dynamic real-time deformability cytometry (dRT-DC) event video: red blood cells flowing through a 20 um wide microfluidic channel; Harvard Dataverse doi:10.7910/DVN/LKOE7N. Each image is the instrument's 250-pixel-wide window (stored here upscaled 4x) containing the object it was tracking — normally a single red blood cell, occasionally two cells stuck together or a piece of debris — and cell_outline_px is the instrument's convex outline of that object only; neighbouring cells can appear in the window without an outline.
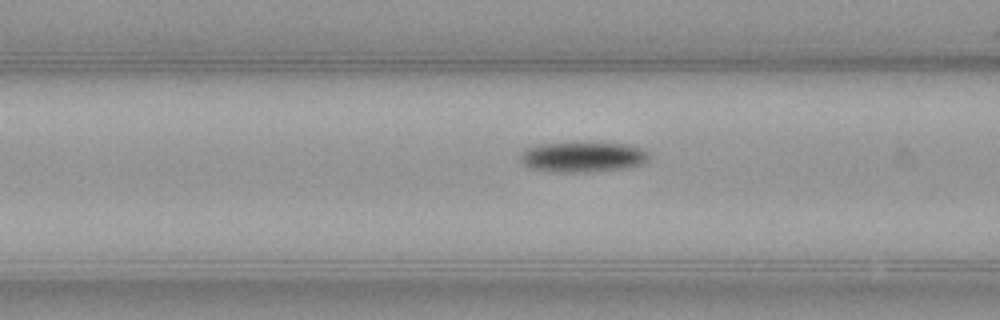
{"species": "common noctule bat (a hibernating species)", "species_latin": "Nyctalus noctula", "temperature_condition": "warm", "stored_images_in_passage": 39, "camera_frame_rate_fps": 3000, "um_per_image_px": 0.085, "animal": {"sex": "female", "body_mass_g": 21.9}, "frame": {"image": 1, "passage_image": 21, "time_ms": 6.667, "image_size_px": [1000, 320], "cell_outline_px": [[648, 160], [640, 164], [628, 168], [588, 172], [548, 172], [528, 168], [520, 160], [520, 152], [524, 148], [540, 144], [624, 144], [640, 148], [648, 152]], "centroid_in_image_um": [49.47, 13.37], "position_along_channel_um": 117.1, "area_um2": 22.48}}
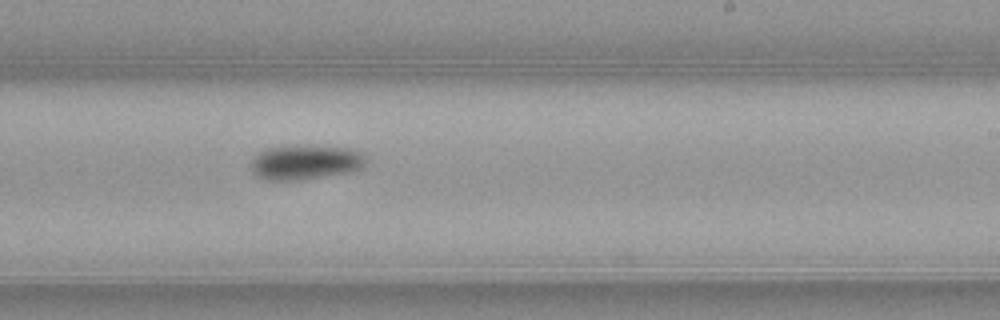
{"frame": {"image": 2, "passage_image": 32, "time_ms": 10.333, "image_size_px": [1000, 320], "cell_outline_px": [[368, 160], [364, 168], [352, 172], [296, 180], [268, 180], [256, 176], [252, 172], [252, 156], [268, 148], [352, 148], [360, 152]], "centroid_in_image_um": [26.0, 13.84], "position_along_channel_um": 263.0, "area_um2": 22.48}}
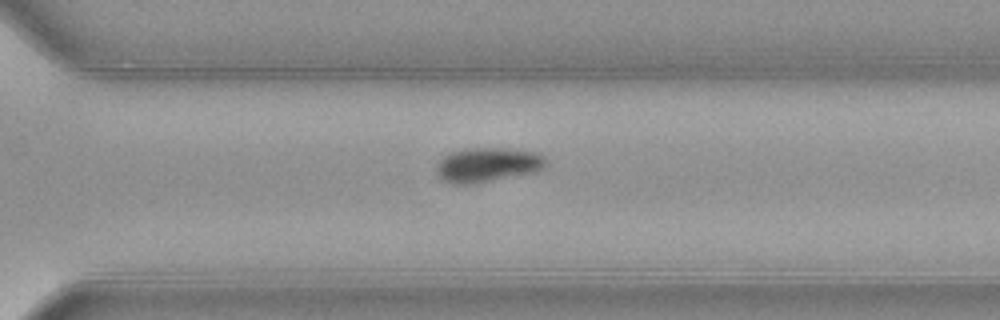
{"frame": {"image": 3, "passage_image": 37, "time_ms": 12.0, "image_size_px": [1000, 320], "cell_outline_px": [[548, 164], [544, 168], [536, 172], [476, 184], [452, 184], [444, 180], [436, 172], [436, 164], [444, 156], [452, 152], [472, 148], [504, 148], [540, 152], [548, 160]], "centroid_in_image_um": [41.51, 14.01], "position_along_channel_um": 329.1, "area_um2": 22.31}}